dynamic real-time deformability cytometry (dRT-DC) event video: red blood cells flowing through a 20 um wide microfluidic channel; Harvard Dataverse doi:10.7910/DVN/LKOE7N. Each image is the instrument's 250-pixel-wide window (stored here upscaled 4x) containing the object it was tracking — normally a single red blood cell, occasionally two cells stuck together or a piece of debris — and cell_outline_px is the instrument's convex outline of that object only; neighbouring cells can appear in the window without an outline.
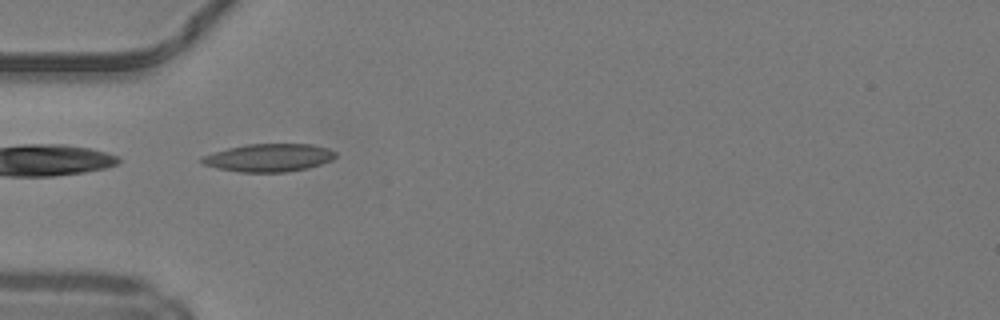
{"species": "common noctule bat (a hibernating species)", "species_latin": "Nyctalus noctula", "temperature_condition": "warm", "stored_images_in_passage": 18, "camera_frame_rate_fps": 3000, "um_per_image_px": 0.085, "animal": {"sex": "male", "body_mass_g": 19.2, "forearm_length_mm": 51.8}, "frame": {"image": 1, "passage_image": 1, "time_ms": 0.0, "image_size_px": [1000, 320], "cell_outline_px": [[336, 156], [332, 160], [308, 168], [284, 172], [240, 172], [220, 168], [204, 164], [200, 160], [200, 156], [228, 148], [244, 144], [312, 144], [328, 148], [336, 152]], "centroid_in_image_um": [22.87, 13.39], "position_along_channel_um": 62.1, "area_um2": 21.68}}
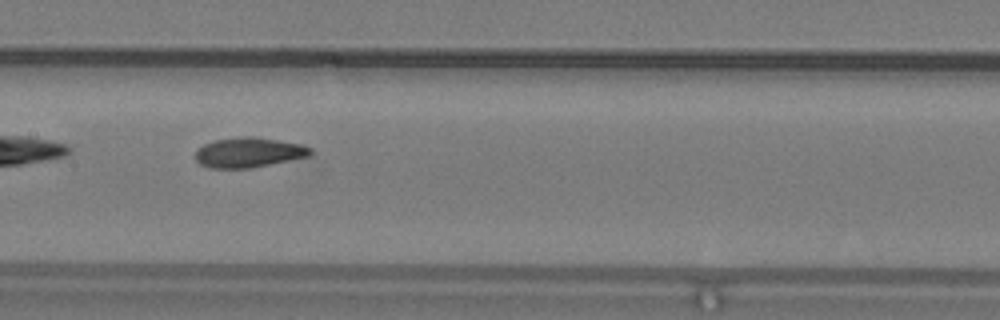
{"frame": {"image": 2, "passage_image": 10, "time_ms": 3.0, "image_size_px": [1000, 320], "cell_outline_px": [[312, 152], [308, 156], [252, 168], [208, 168], [200, 164], [196, 160], [196, 148], [204, 144], [216, 140], [244, 136], [252, 136], [280, 140], [300, 144], [312, 148]], "centroid_in_image_um": [21.12, 12.96], "position_along_channel_um": 186.3, "area_um2": 20.06}}